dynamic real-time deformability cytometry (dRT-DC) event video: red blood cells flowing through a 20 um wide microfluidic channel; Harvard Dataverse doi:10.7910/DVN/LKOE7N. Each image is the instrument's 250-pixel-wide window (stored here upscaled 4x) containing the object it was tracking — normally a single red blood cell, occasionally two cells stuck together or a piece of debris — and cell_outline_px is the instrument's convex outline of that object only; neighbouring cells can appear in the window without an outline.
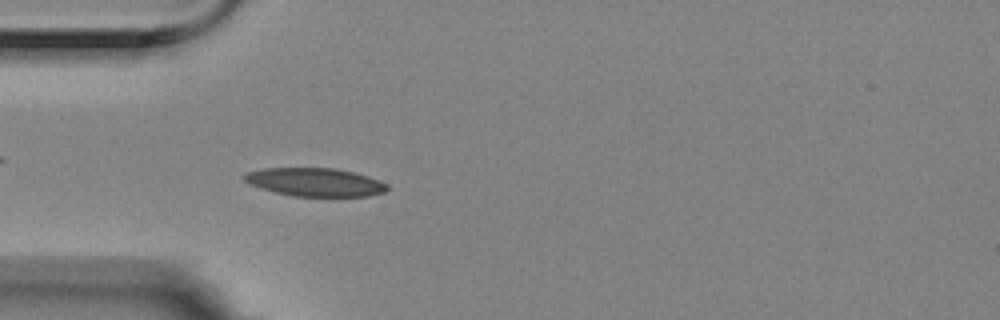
{"species": "Egyptian fruit bat (a non-hibernating species)", "species_latin": "Rousettus aegyptiacus", "temperature_condition": "room temperature", "stored_images_in_passage": 2, "camera_frame_rate_fps": 3000, "um_per_image_px": 0.085, "animal": {"sex": "female"}, "frame": {"image": 1, "passage_image": 2, "time_ms": 0.333, "image_size_px": [1000, 320], "cell_outline_px": [[388, 188], [384, 192], [368, 196], [292, 196], [276, 192], [252, 184], [244, 180], [244, 172], [264, 168], [336, 168], [368, 176], [388, 184]], "centroid_in_image_um": [26.8, 15.47], "position_along_channel_um": 58.2, "area_um2": 23.35}}